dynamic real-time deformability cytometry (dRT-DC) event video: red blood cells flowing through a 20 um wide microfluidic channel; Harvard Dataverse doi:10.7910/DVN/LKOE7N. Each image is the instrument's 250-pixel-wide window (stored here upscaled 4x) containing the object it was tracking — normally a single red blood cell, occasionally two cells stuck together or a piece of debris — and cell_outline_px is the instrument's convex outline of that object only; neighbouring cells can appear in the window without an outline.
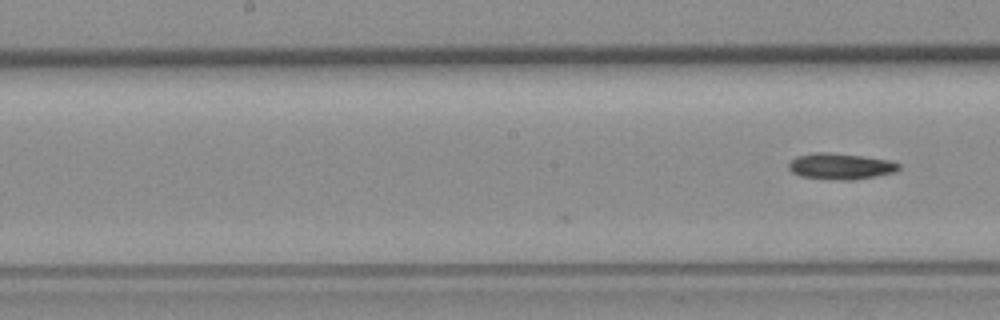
{"species": "common noctule bat (a hibernating species)", "species_latin": "Nyctalus noctula", "temperature_condition": "room temperature", "stored_images_in_passage": 12, "camera_frame_rate_fps": 3000, "um_per_image_px": 0.085, "animal": {"sex": "female", "body_mass_g": 19.3, "forearm_length_mm": 54.1}, "frame": {"image": 1, "passage_image": 12, "time_ms": 3.667, "image_size_px": [1000, 320], "cell_outline_px": [[900, 168], [896, 172], [856, 180], [836, 180], [800, 176], [792, 172], [788, 168], [788, 164], [796, 156], [816, 152], [828, 152], [892, 160], [900, 164]], "centroid_in_image_um": [71.47, 14.14], "position_along_channel_um": 176.7, "area_um2": 16.88}}